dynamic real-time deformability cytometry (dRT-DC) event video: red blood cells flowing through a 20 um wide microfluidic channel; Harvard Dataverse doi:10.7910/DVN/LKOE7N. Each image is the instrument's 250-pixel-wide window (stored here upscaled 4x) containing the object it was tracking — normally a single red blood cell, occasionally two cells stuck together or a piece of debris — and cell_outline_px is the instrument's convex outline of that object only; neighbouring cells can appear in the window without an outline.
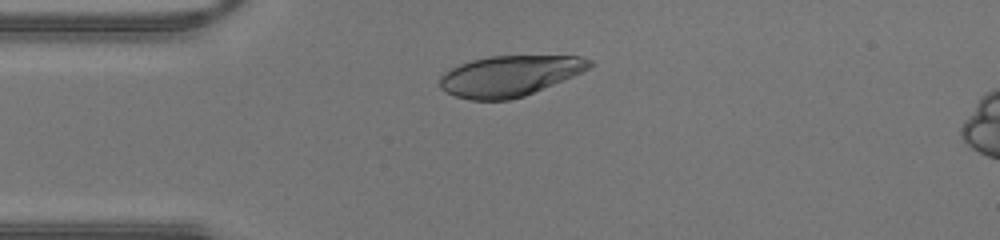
{"species": "human", "species_latin": "Homo sapiens", "temperature_condition": "warm", "stored_images_in_passage": 29, "camera_frame_rate_fps": 3000, "um_per_image_px": 0.085, "donor": {"sex": "male"}, "frame": {"image": 1, "passage_image": 1, "time_ms": 0.0, "image_size_px": [1000, 240], "cell_outline_px": [[596, 64], [572, 76], [524, 96], [508, 100], [468, 100], [456, 96], [440, 88], [440, 76], [444, 72], [460, 64], [472, 60], [488, 56], [580, 56], [592, 60]], "centroid_in_image_um": [43.3, 6.44], "position_along_channel_um": 41.7, "area_um2": 35.2}}
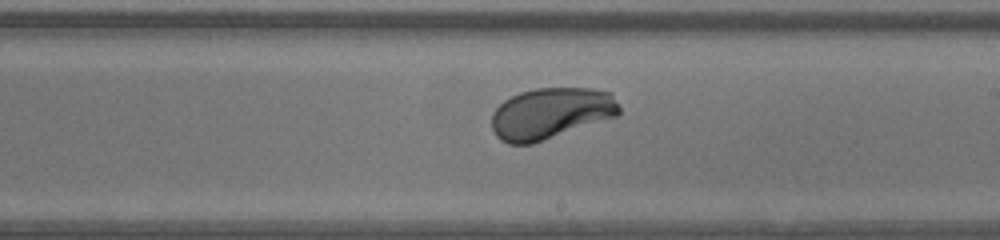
{"frame": {"image": 2, "passage_image": 15, "time_ms": 4.667, "image_size_px": [1000, 240], "cell_outline_px": [[620, 112], [616, 116], [532, 144], [508, 144], [500, 140], [496, 136], [492, 128], [492, 112], [504, 100], [520, 92], [536, 88], [592, 88], [612, 92], [620, 108]], "centroid_in_image_um": [46.81, 9.63], "position_along_channel_um": 242.2, "area_um2": 38.09}}
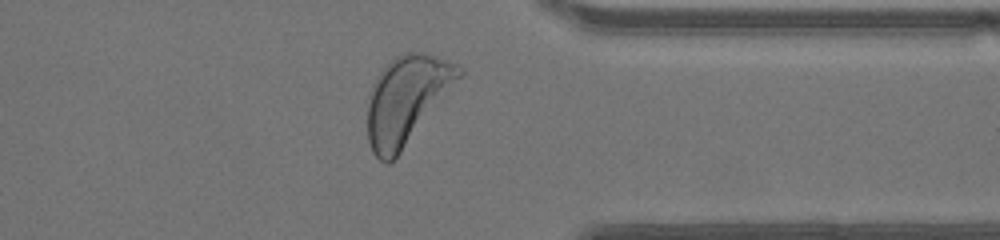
{"frame": {"image": 3, "passage_image": 24, "time_ms": 7.667, "image_size_px": [1000, 240], "cell_outline_px": [[464, 72], [400, 152], [388, 164], [384, 164], [372, 152], [368, 140], [368, 104], [372, 84], [380, 72], [396, 56], [404, 52], [424, 52], [460, 64], [464, 68]], "centroid_in_image_um": [34.55, 8.45], "position_along_channel_um": 376.8, "area_um2": 45.89}}